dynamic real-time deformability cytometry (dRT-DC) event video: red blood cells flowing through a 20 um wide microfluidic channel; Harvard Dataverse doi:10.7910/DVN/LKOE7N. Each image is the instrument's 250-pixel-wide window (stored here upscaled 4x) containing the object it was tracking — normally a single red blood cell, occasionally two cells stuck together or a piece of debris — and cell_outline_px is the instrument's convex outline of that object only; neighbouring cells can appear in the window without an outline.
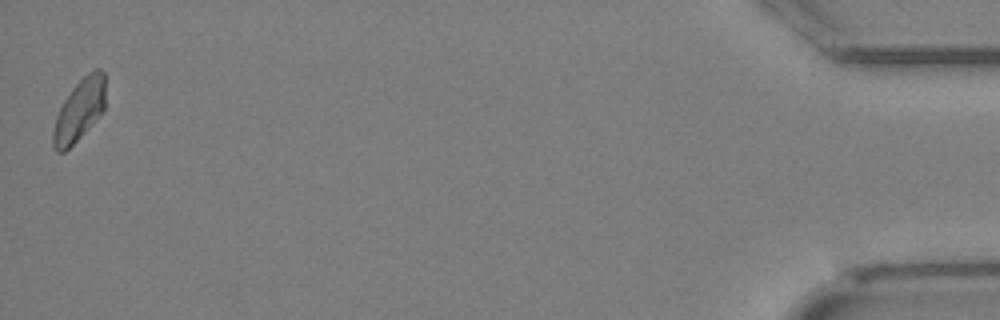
{"species": "Egyptian fruit bat (a non-hibernating species)", "species_latin": "Rousettus aegyptiacus", "temperature_condition": "cold", "stored_images_in_passage": 26, "camera_frame_rate_fps": 3000, "um_per_image_px": 0.085, "animal": {"sex": "female"}, "frame": {"image": 1, "passage_image": 26, "time_ms": 8.333, "image_size_px": [1000, 320], "cell_outline_px": [[104, 108], [80, 136], [64, 152], [56, 152], [52, 144], [52, 132], [56, 116], [64, 100], [72, 88], [88, 72], [96, 68], [100, 68], [104, 72]], "centroid_in_image_um": [6.71, 9.34], "position_along_channel_um": 428.5, "area_um2": 18.32}}